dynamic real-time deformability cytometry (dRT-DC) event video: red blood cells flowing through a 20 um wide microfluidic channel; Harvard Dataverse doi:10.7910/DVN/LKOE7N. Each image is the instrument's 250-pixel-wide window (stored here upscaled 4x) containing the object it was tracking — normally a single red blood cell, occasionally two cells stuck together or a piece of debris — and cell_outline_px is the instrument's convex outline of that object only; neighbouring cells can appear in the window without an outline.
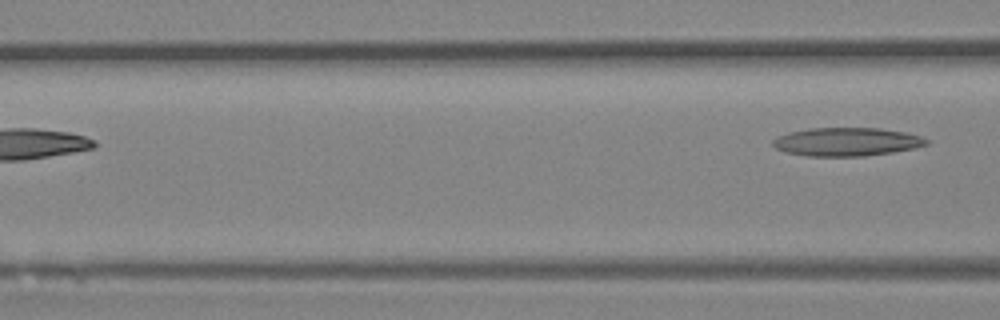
{"species": "Egyptian fruit bat (a non-hibernating species)", "species_latin": "Rousettus aegyptiacus", "temperature_condition": "room temperature", "stored_images_in_passage": 3, "camera_frame_rate_fps": 3000, "um_per_image_px": 0.085, "animal": {"sex": "female"}, "frame": {"image": 1, "passage_image": 3, "time_ms": 0.667, "image_size_px": [1000, 320], "cell_outline_px": [[928, 144], [916, 148], [892, 152], [864, 156], [808, 156], [784, 152], [776, 148], [772, 144], [772, 140], [788, 132], [808, 128], [880, 128], [904, 132], [924, 136], [928, 140]], "centroid_in_image_um": [71.99, 12.05], "position_along_channel_um": 94.6, "area_um2": 25.55}}